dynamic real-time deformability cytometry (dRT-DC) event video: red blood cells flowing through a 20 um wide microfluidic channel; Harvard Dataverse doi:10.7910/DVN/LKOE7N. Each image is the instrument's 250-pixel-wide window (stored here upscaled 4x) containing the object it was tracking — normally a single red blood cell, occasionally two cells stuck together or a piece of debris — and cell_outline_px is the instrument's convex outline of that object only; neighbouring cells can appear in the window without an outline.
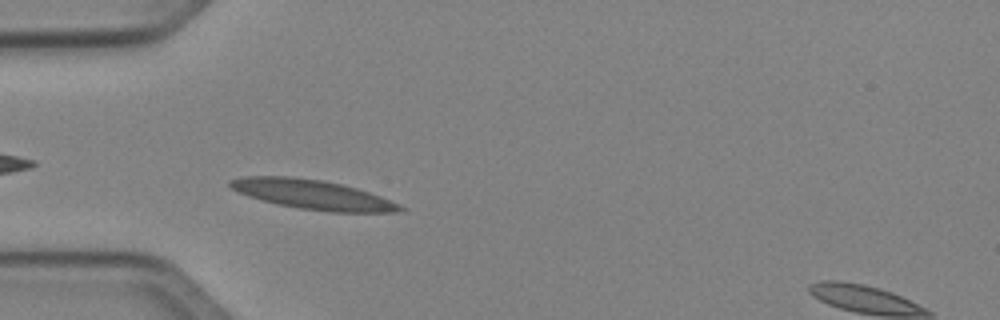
{"species": "Egyptian fruit bat (a non-hibernating species)", "species_latin": "Rousettus aegyptiacus", "temperature_condition": "cold", "stored_images_in_passage": 39, "camera_frame_rate_fps": 3000, "um_per_image_px": 0.085, "animal": {"sex": "female"}, "frame": {"image": 1, "passage_image": 11, "time_ms": 3.333, "image_size_px": [1000, 320], "cell_outline_px": [[404, 208], [396, 212], [328, 212], [300, 208], [276, 204], [248, 196], [232, 188], [228, 184], [228, 180], [244, 176], [288, 176], [320, 180], [340, 184], [356, 188], [380, 196], [400, 204]], "centroid_in_image_um": [26.54, 16.53], "position_along_channel_um": 58.5, "area_um2": 28.9}}
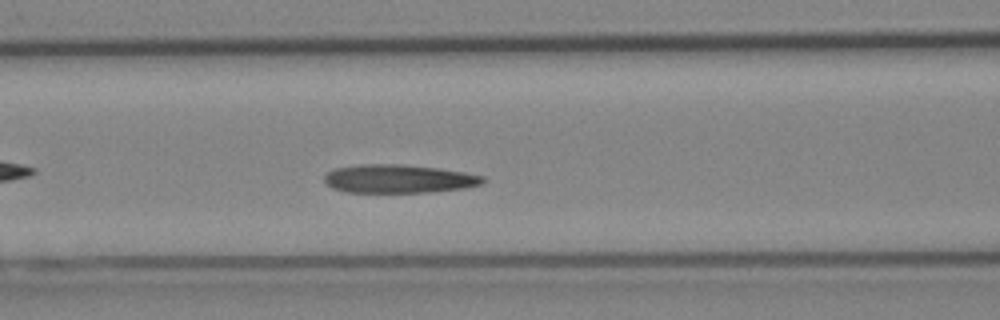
{"frame": {"image": 2, "passage_image": 17, "time_ms": 5.333, "image_size_px": [1000, 320], "cell_outline_px": [[488, 180], [484, 184], [464, 188], [428, 192], [344, 192], [332, 188], [324, 180], [324, 176], [332, 168], [360, 164], [400, 164], [440, 168], [464, 172], [484, 176]], "centroid_in_image_um": [33.91, 15.19], "position_along_channel_um": 132.7, "area_um2": 26.53}}
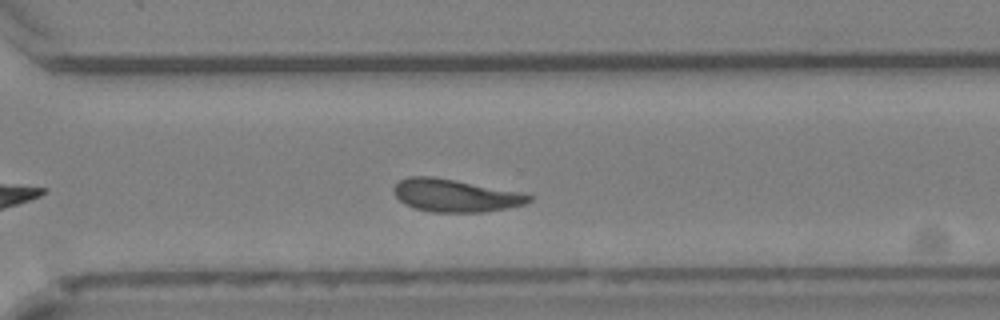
{"frame": {"image": 3, "passage_image": 32, "time_ms": 10.333, "image_size_px": [1000, 320], "cell_outline_px": [[532, 200], [524, 204], [508, 208], [484, 212], [428, 212], [412, 208], [404, 204], [392, 192], [392, 188], [400, 180], [408, 176], [432, 176], [456, 180], [520, 192], [532, 196]], "centroid_in_image_um": [38.65, 16.62], "position_along_channel_um": 332.0, "area_um2": 25.89}, "authors_computed_cell_mechanics": {"area_um2": 26.299, "velocity_mm_per_s": 3.9784, "shape_relaxation_time_tau1_ms": 5.5039, "shape_relaxation_time_tau2_ms": 2.9583, "deformation_change_tau1": 0.1899, "deformation_change_tau2": 0.1112}}